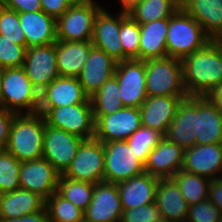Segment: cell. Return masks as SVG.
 <instances>
[{"instance_id": "6da1fadb", "label": "cell", "mask_w": 222, "mask_h": 222, "mask_svg": "<svg viewBox=\"0 0 222 222\" xmlns=\"http://www.w3.org/2000/svg\"><path fill=\"white\" fill-rule=\"evenodd\" d=\"M181 64L187 96H207L222 83V40H211L202 49L182 58Z\"/></svg>"}, {"instance_id": "7a4b0ae2", "label": "cell", "mask_w": 222, "mask_h": 222, "mask_svg": "<svg viewBox=\"0 0 222 222\" xmlns=\"http://www.w3.org/2000/svg\"><path fill=\"white\" fill-rule=\"evenodd\" d=\"M45 126L42 114H16L6 150L20 162L42 158Z\"/></svg>"}, {"instance_id": "3957f363", "label": "cell", "mask_w": 222, "mask_h": 222, "mask_svg": "<svg viewBox=\"0 0 222 222\" xmlns=\"http://www.w3.org/2000/svg\"><path fill=\"white\" fill-rule=\"evenodd\" d=\"M211 40L202 26L182 7L169 18L167 56L185 58L188 54L205 47Z\"/></svg>"}, {"instance_id": "277c9868", "label": "cell", "mask_w": 222, "mask_h": 222, "mask_svg": "<svg viewBox=\"0 0 222 222\" xmlns=\"http://www.w3.org/2000/svg\"><path fill=\"white\" fill-rule=\"evenodd\" d=\"M40 92L26 76L23 67L5 68L2 79V107L16 114H35Z\"/></svg>"}, {"instance_id": "5b68a950", "label": "cell", "mask_w": 222, "mask_h": 222, "mask_svg": "<svg viewBox=\"0 0 222 222\" xmlns=\"http://www.w3.org/2000/svg\"><path fill=\"white\" fill-rule=\"evenodd\" d=\"M147 96L188 97L181 59L163 57L145 61Z\"/></svg>"}, {"instance_id": "8992f818", "label": "cell", "mask_w": 222, "mask_h": 222, "mask_svg": "<svg viewBox=\"0 0 222 222\" xmlns=\"http://www.w3.org/2000/svg\"><path fill=\"white\" fill-rule=\"evenodd\" d=\"M37 113L43 115L46 125L65 130L84 140L93 139L95 136V120L90 98L77 105L39 108Z\"/></svg>"}, {"instance_id": "52a82bcc", "label": "cell", "mask_w": 222, "mask_h": 222, "mask_svg": "<svg viewBox=\"0 0 222 222\" xmlns=\"http://www.w3.org/2000/svg\"><path fill=\"white\" fill-rule=\"evenodd\" d=\"M102 8L103 6L97 0L74 2L56 20L57 40L91 41L94 20Z\"/></svg>"}, {"instance_id": "ba28073f", "label": "cell", "mask_w": 222, "mask_h": 222, "mask_svg": "<svg viewBox=\"0 0 222 222\" xmlns=\"http://www.w3.org/2000/svg\"><path fill=\"white\" fill-rule=\"evenodd\" d=\"M104 181L117 184L145 173V165L134 155L126 140L103 143Z\"/></svg>"}, {"instance_id": "9c48e42d", "label": "cell", "mask_w": 222, "mask_h": 222, "mask_svg": "<svg viewBox=\"0 0 222 222\" xmlns=\"http://www.w3.org/2000/svg\"><path fill=\"white\" fill-rule=\"evenodd\" d=\"M105 155L103 142L93 138L84 140L64 177L96 184L104 181Z\"/></svg>"}, {"instance_id": "30bf717a", "label": "cell", "mask_w": 222, "mask_h": 222, "mask_svg": "<svg viewBox=\"0 0 222 222\" xmlns=\"http://www.w3.org/2000/svg\"><path fill=\"white\" fill-rule=\"evenodd\" d=\"M114 76L119 84L124 107L140 108L146 100L145 61L138 59L117 62Z\"/></svg>"}, {"instance_id": "8fae6325", "label": "cell", "mask_w": 222, "mask_h": 222, "mask_svg": "<svg viewBox=\"0 0 222 222\" xmlns=\"http://www.w3.org/2000/svg\"><path fill=\"white\" fill-rule=\"evenodd\" d=\"M83 141L84 139L77 135L46 125L42 157L63 174L75 158Z\"/></svg>"}, {"instance_id": "7c38bea8", "label": "cell", "mask_w": 222, "mask_h": 222, "mask_svg": "<svg viewBox=\"0 0 222 222\" xmlns=\"http://www.w3.org/2000/svg\"><path fill=\"white\" fill-rule=\"evenodd\" d=\"M93 117L94 138L103 143L127 140L142 126L140 110L134 107H123L112 114Z\"/></svg>"}, {"instance_id": "4fadbf2b", "label": "cell", "mask_w": 222, "mask_h": 222, "mask_svg": "<svg viewBox=\"0 0 222 222\" xmlns=\"http://www.w3.org/2000/svg\"><path fill=\"white\" fill-rule=\"evenodd\" d=\"M23 68L33 86L41 92L59 77L56 42L45 46L28 47Z\"/></svg>"}, {"instance_id": "5bb4252c", "label": "cell", "mask_w": 222, "mask_h": 222, "mask_svg": "<svg viewBox=\"0 0 222 222\" xmlns=\"http://www.w3.org/2000/svg\"><path fill=\"white\" fill-rule=\"evenodd\" d=\"M60 173L43 157L21 162L20 188L45 200L57 191Z\"/></svg>"}, {"instance_id": "9a60e30c", "label": "cell", "mask_w": 222, "mask_h": 222, "mask_svg": "<svg viewBox=\"0 0 222 222\" xmlns=\"http://www.w3.org/2000/svg\"><path fill=\"white\" fill-rule=\"evenodd\" d=\"M123 207L117 184L102 181L94 184L91 203L84 217L91 222H120Z\"/></svg>"}, {"instance_id": "2e32d148", "label": "cell", "mask_w": 222, "mask_h": 222, "mask_svg": "<svg viewBox=\"0 0 222 222\" xmlns=\"http://www.w3.org/2000/svg\"><path fill=\"white\" fill-rule=\"evenodd\" d=\"M104 7L98 12L94 20L92 44L103 50L115 61H123V48L120 41V12L112 14Z\"/></svg>"}, {"instance_id": "e0dca14e", "label": "cell", "mask_w": 222, "mask_h": 222, "mask_svg": "<svg viewBox=\"0 0 222 222\" xmlns=\"http://www.w3.org/2000/svg\"><path fill=\"white\" fill-rule=\"evenodd\" d=\"M182 169L210 180L222 178V143L194 145L184 150Z\"/></svg>"}, {"instance_id": "ac0fdd59", "label": "cell", "mask_w": 222, "mask_h": 222, "mask_svg": "<svg viewBox=\"0 0 222 222\" xmlns=\"http://www.w3.org/2000/svg\"><path fill=\"white\" fill-rule=\"evenodd\" d=\"M185 98L187 97L148 96L139 108L142 126L154 129L164 136L179 104Z\"/></svg>"}, {"instance_id": "d6986e66", "label": "cell", "mask_w": 222, "mask_h": 222, "mask_svg": "<svg viewBox=\"0 0 222 222\" xmlns=\"http://www.w3.org/2000/svg\"><path fill=\"white\" fill-rule=\"evenodd\" d=\"M117 61L103 50L93 47L83 70L78 76L85 94L92 97L101 86L114 76Z\"/></svg>"}, {"instance_id": "ffe728a7", "label": "cell", "mask_w": 222, "mask_h": 222, "mask_svg": "<svg viewBox=\"0 0 222 222\" xmlns=\"http://www.w3.org/2000/svg\"><path fill=\"white\" fill-rule=\"evenodd\" d=\"M184 150L163 137L149 153L145 173L157 178H172L183 165Z\"/></svg>"}, {"instance_id": "44dd1931", "label": "cell", "mask_w": 222, "mask_h": 222, "mask_svg": "<svg viewBox=\"0 0 222 222\" xmlns=\"http://www.w3.org/2000/svg\"><path fill=\"white\" fill-rule=\"evenodd\" d=\"M88 98L78 78L59 76L40 92L39 108L77 105Z\"/></svg>"}, {"instance_id": "7402d4cb", "label": "cell", "mask_w": 222, "mask_h": 222, "mask_svg": "<svg viewBox=\"0 0 222 222\" xmlns=\"http://www.w3.org/2000/svg\"><path fill=\"white\" fill-rule=\"evenodd\" d=\"M164 137L183 150L196 145V97L182 100Z\"/></svg>"}, {"instance_id": "603a6c76", "label": "cell", "mask_w": 222, "mask_h": 222, "mask_svg": "<svg viewBox=\"0 0 222 222\" xmlns=\"http://www.w3.org/2000/svg\"><path fill=\"white\" fill-rule=\"evenodd\" d=\"M155 203L160 216L168 222H186L189 205L173 178H159Z\"/></svg>"}, {"instance_id": "cb8c5ba5", "label": "cell", "mask_w": 222, "mask_h": 222, "mask_svg": "<svg viewBox=\"0 0 222 222\" xmlns=\"http://www.w3.org/2000/svg\"><path fill=\"white\" fill-rule=\"evenodd\" d=\"M222 143V113L207 96L196 97V145Z\"/></svg>"}, {"instance_id": "d4e9b609", "label": "cell", "mask_w": 222, "mask_h": 222, "mask_svg": "<svg viewBox=\"0 0 222 222\" xmlns=\"http://www.w3.org/2000/svg\"><path fill=\"white\" fill-rule=\"evenodd\" d=\"M159 178L148 173L117 183L123 210L155 203Z\"/></svg>"}, {"instance_id": "484cf974", "label": "cell", "mask_w": 222, "mask_h": 222, "mask_svg": "<svg viewBox=\"0 0 222 222\" xmlns=\"http://www.w3.org/2000/svg\"><path fill=\"white\" fill-rule=\"evenodd\" d=\"M21 29L26 38V48L45 46L57 41L56 19L42 10L18 13Z\"/></svg>"}, {"instance_id": "4316f807", "label": "cell", "mask_w": 222, "mask_h": 222, "mask_svg": "<svg viewBox=\"0 0 222 222\" xmlns=\"http://www.w3.org/2000/svg\"><path fill=\"white\" fill-rule=\"evenodd\" d=\"M181 7L212 40H222V0H181Z\"/></svg>"}, {"instance_id": "83f0119b", "label": "cell", "mask_w": 222, "mask_h": 222, "mask_svg": "<svg viewBox=\"0 0 222 222\" xmlns=\"http://www.w3.org/2000/svg\"><path fill=\"white\" fill-rule=\"evenodd\" d=\"M91 41H56L59 76L78 78L93 48Z\"/></svg>"}, {"instance_id": "f1b7e54d", "label": "cell", "mask_w": 222, "mask_h": 222, "mask_svg": "<svg viewBox=\"0 0 222 222\" xmlns=\"http://www.w3.org/2000/svg\"><path fill=\"white\" fill-rule=\"evenodd\" d=\"M45 208V199L24 189L0 194V220L22 217Z\"/></svg>"}, {"instance_id": "f546056e", "label": "cell", "mask_w": 222, "mask_h": 222, "mask_svg": "<svg viewBox=\"0 0 222 222\" xmlns=\"http://www.w3.org/2000/svg\"><path fill=\"white\" fill-rule=\"evenodd\" d=\"M169 18L140 24L139 60L167 57L166 37Z\"/></svg>"}, {"instance_id": "4dcf8cb0", "label": "cell", "mask_w": 222, "mask_h": 222, "mask_svg": "<svg viewBox=\"0 0 222 222\" xmlns=\"http://www.w3.org/2000/svg\"><path fill=\"white\" fill-rule=\"evenodd\" d=\"M181 7V0H141L127 14L138 24L170 18Z\"/></svg>"}, {"instance_id": "1f68e13d", "label": "cell", "mask_w": 222, "mask_h": 222, "mask_svg": "<svg viewBox=\"0 0 222 222\" xmlns=\"http://www.w3.org/2000/svg\"><path fill=\"white\" fill-rule=\"evenodd\" d=\"M119 93L118 81L112 76L90 97L93 116L109 115L123 108Z\"/></svg>"}, {"instance_id": "d6a6232c", "label": "cell", "mask_w": 222, "mask_h": 222, "mask_svg": "<svg viewBox=\"0 0 222 222\" xmlns=\"http://www.w3.org/2000/svg\"><path fill=\"white\" fill-rule=\"evenodd\" d=\"M188 203L194 205L208 199L210 179L180 169L173 177Z\"/></svg>"}, {"instance_id": "836d02e7", "label": "cell", "mask_w": 222, "mask_h": 222, "mask_svg": "<svg viewBox=\"0 0 222 222\" xmlns=\"http://www.w3.org/2000/svg\"><path fill=\"white\" fill-rule=\"evenodd\" d=\"M93 191V183L73 180L62 174L59 177L57 192L82 211H85L91 203Z\"/></svg>"}, {"instance_id": "e575fe53", "label": "cell", "mask_w": 222, "mask_h": 222, "mask_svg": "<svg viewBox=\"0 0 222 222\" xmlns=\"http://www.w3.org/2000/svg\"><path fill=\"white\" fill-rule=\"evenodd\" d=\"M45 208L50 222H77L84 217V211L57 191L45 200Z\"/></svg>"}, {"instance_id": "d590c367", "label": "cell", "mask_w": 222, "mask_h": 222, "mask_svg": "<svg viewBox=\"0 0 222 222\" xmlns=\"http://www.w3.org/2000/svg\"><path fill=\"white\" fill-rule=\"evenodd\" d=\"M119 36L123 48V61L139 60L140 24L127 13L120 12Z\"/></svg>"}, {"instance_id": "8d00e7d4", "label": "cell", "mask_w": 222, "mask_h": 222, "mask_svg": "<svg viewBox=\"0 0 222 222\" xmlns=\"http://www.w3.org/2000/svg\"><path fill=\"white\" fill-rule=\"evenodd\" d=\"M163 137L158 131L141 126L126 141L134 155L145 165L149 153Z\"/></svg>"}, {"instance_id": "74e56055", "label": "cell", "mask_w": 222, "mask_h": 222, "mask_svg": "<svg viewBox=\"0 0 222 222\" xmlns=\"http://www.w3.org/2000/svg\"><path fill=\"white\" fill-rule=\"evenodd\" d=\"M21 162L7 150L0 151V194L20 189Z\"/></svg>"}, {"instance_id": "f35d334b", "label": "cell", "mask_w": 222, "mask_h": 222, "mask_svg": "<svg viewBox=\"0 0 222 222\" xmlns=\"http://www.w3.org/2000/svg\"><path fill=\"white\" fill-rule=\"evenodd\" d=\"M0 35L26 47V38L19 22L18 12L0 4Z\"/></svg>"}, {"instance_id": "ab89813d", "label": "cell", "mask_w": 222, "mask_h": 222, "mask_svg": "<svg viewBox=\"0 0 222 222\" xmlns=\"http://www.w3.org/2000/svg\"><path fill=\"white\" fill-rule=\"evenodd\" d=\"M27 48L0 35V66L23 67Z\"/></svg>"}, {"instance_id": "60d3db41", "label": "cell", "mask_w": 222, "mask_h": 222, "mask_svg": "<svg viewBox=\"0 0 222 222\" xmlns=\"http://www.w3.org/2000/svg\"><path fill=\"white\" fill-rule=\"evenodd\" d=\"M221 212L209 199L190 205L186 222H219Z\"/></svg>"}, {"instance_id": "b9f144b4", "label": "cell", "mask_w": 222, "mask_h": 222, "mask_svg": "<svg viewBox=\"0 0 222 222\" xmlns=\"http://www.w3.org/2000/svg\"><path fill=\"white\" fill-rule=\"evenodd\" d=\"M161 218L156 203L124 210L120 222H155Z\"/></svg>"}, {"instance_id": "7bdbcfd3", "label": "cell", "mask_w": 222, "mask_h": 222, "mask_svg": "<svg viewBox=\"0 0 222 222\" xmlns=\"http://www.w3.org/2000/svg\"><path fill=\"white\" fill-rule=\"evenodd\" d=\"M42 11L56 20L74 3L72 0H40Z\"/></svg>"}, {"instance_id": "ee69618b", "label": "cell", "mask_w": 222, "mask_h": 222, "mask_svg": "<svg viewBox=\"0 0 222 222\" xmlns=\"http://www.w3.org/2000/svg\"><path fill=\"white\" fill-rule=\"evenodd\" d=\"M0 4L18 13L42 10L40 0H0Z\"/></svg>"}, {"instance_id": "f6af8a7d", "label": "cell", "mask_w": 222, "mask_h": 222, "mask_svg": "<svg viewBox=\"0 0 222 222\" xmlns=\"http://www.w3.org/2000/svg\"><path fill=\"white\" fill-rule=\"evenodd\" d=\"M16 113L0 107V151L6 150L11 122Z\"/></svg>"}, {"instance_id": "bcb514c9", "label": "cell", "mask_w": 222, "mask_h": 222, "mask_svg": "<svg viewBox=\"0 0 222 222\" xmlns=\"http://www.w3.org/2000/svg\"><path fill=\"white\" fill-rule=\"evenodd\" d=\"M208 199L217 206L222 214V178L209 181Z\"/></svg>"}, {"instance_id": "7dc6e473", "label": "cell", "mask_w": 222, "mask_h": 222, "mask_svg": "<svg viewBox=\"0 0 222 222\" xmlns=\"http://www.w3.org/2000/svg\"><path fill=\"white\" fill-rule=\"evenodd\" d=\"M0 222H50L46 208L32 214H26L18 218H10L7 220H0Z\"/></svg>"}, {"instance_id": "c3c4849f", "label": "cell", "mask_w": 222, "mask_h": 222, "mask_svg": "<svg viewBox=\"0 0 222 222\" xmlns=\"http://www.w3.org/2000/svg\"><path fill=\"white\" fill-rule=\"evenodd\" d=\"M207 97L212 103L220 110L222 113V83L217 85L208 95Z\"/></svg>"}, {"instance_id": "681fc988", "label": "cell", "mask_w": 222, "mask_h": 222, "mask_svg": "<svg viewBox=\"0 0 222 222\" xmlns=\"http://www.w3.org/2000/svg\"><path fill=\"white\" fill-rule=\"evenodd\" d=\"M119 12L128 13L131 11L135 6H137L141 0H118Z\"/></svg>"}, {"instance_id": "f907efd6", "label": "cell", "mask_w": 222, "mask_h": 222, "mask_svg": "<svg viewBox=\"0 0 222 222\" xmlns=\"http://www.w3.org/2000/svg\"><path fill=\"white\" fill-rule=\"evenodd\" d=\"M5 72V68L0 66V107H2V79Z\"/></svg>"}, {"instance_id": "816d5d0a", "label": "cell", "mask_w": 222, "mask_h": 222, "mask_svg": "<svg viewBox=\"0 0 222 222\" xmlns=\"http://www.w3.org/2000/svg\"><path fill=\"white\" fill-rule=\"evenodd\" d=\"M77 222H91L88 219H86L85 217H83L81 220H78Z\"/></svg>"}, {"instance_id": "f5cc1de1", "label": "cell", "mask_w": 222, "mask_h": 222, "mask_svg": "<svg viewBox=\"0 0 222 222\" xmlns=\"http://www.w3.org/2000/svg\"><path fill=\"white\" fill-rule=\"evenodd\" d=\"M155 222H168V221H166L165 219H163V218L161 217V218L157 219Z\"/></svg>"}]
</instances>
